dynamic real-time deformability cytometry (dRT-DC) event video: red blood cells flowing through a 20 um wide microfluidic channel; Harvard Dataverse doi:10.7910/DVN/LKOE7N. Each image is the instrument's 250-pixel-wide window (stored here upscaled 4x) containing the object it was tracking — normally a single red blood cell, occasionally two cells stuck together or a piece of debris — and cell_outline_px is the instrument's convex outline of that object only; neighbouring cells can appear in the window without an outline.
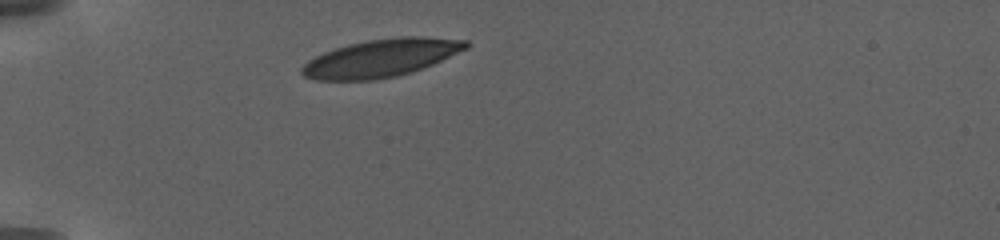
{"species": "human", "species_latin": "Homo sapiens", "temperature_condition": "warm", "stored_images_in_passage": 33, "camera_frame_rate_fps": 3000, "um_per_image_px": 0.085, "donor": {"sex": "female"}, "frame": {"image": 1, "passage_image": 1, "time_ms": 0.0, "image_size_px": [1000, 240], "cell_outline_px": [[472, 44], [468, 48], [432, 64], [412, 72], [396, 76], [376, 80], [316, 80], [304, 76], [300, 72], [300, 68], [308, 60], [324, 52], [348, 44], [368, 40], [400, 36], [424, 36], [468, 40]], "centroid_in_image_um": [32.41, 4.92], "position_along_channel_um": 52.6, "area_um2": 36.24}}
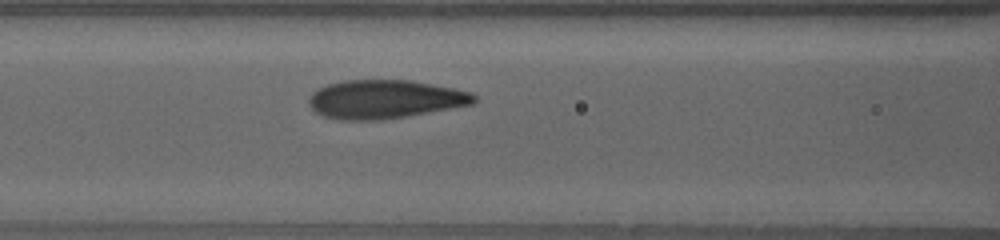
{"frame": {"image": 2, "passage_image": 10, "time_ms": 3.667, "image_size_px": [1000, 240], "cell_outline_px": [[476, 100], [472, 104], [404, 116], [380, 120], [340, 120], [324, 116], [316, 112], [308, 104], [308, 96], [312, 92], [328, 84], [344, 80], [412, 80], [472, 92], [476, 96]], "centroid_in_image_um": [32.67, 8.43], "position_along_channel_um": 133.9, "area_um2": 36.93}}
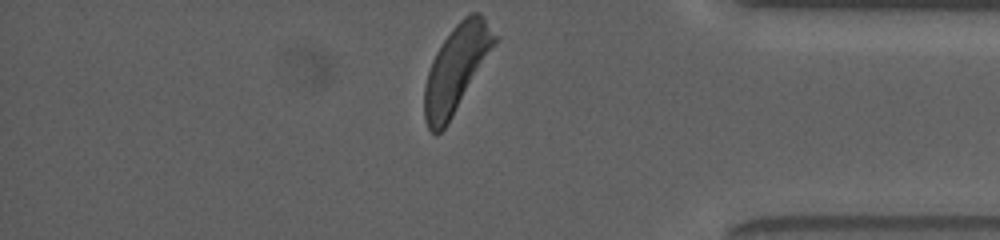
{"frame": {"image": 3, "passage_image": 33, "time_ms": 13.333, "image_size_px": [1000, 240], "cell_outline_px": [[496, 44], [448, 124], [436, 136], [428, 128], [424, 120], [424, 84], [432, 60], [436, 52], [452, 28], [464, 16], [472, 12], [480, 12], [484, 16], [496, 36]], "centroid_in_image_um": [38.77, 5.85], "position_along_channel_um": 396.4, "area_um2": 35.14}, "authors_computed_cell_mechanics": {"area_um2": 36.6452, "velocity_mm_per_s": 2.9028, "shape_relaxation_time_tau1_ms": 3.8392, "shape_relaxation_time_tau2_ms": 1.0534, "deformation_change_tau1": 0.1745, "deformation_change_tau2": 0.0795}}